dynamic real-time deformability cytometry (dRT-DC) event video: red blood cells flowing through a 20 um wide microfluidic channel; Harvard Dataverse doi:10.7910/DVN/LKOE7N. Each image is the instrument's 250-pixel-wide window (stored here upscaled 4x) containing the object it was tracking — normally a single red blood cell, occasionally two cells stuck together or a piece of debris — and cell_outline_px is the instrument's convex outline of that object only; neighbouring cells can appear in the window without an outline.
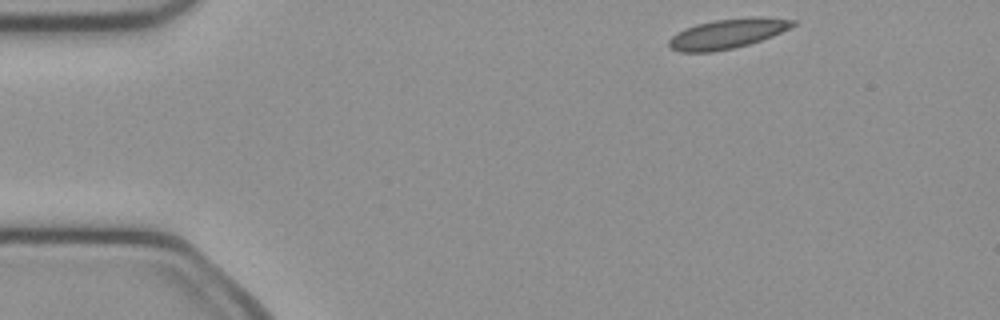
{"species": "common noctule bat (a hibernating species)", "species_latin": "Nyctalus noctula", "temperature_condition": "cold", "stored_images_in_passage": 45, "camera_frame_rate_fps": 3000, "um_per_image_px": 0.085, "animal": {"sex": "female", "body_mass_g": 21.9}, "frame": {"image": 1, "passage_image": 1, "time_ms": 0.0, "image_size_px": [1000, 320], "cell_outline_px": [[796, 24], [772, 36], [748, 44], [732, 48], [712, 52], [680, 52], [668, 48], [668, 40], [676, 32], [696, 24], [716, 20], [752, 16], [760, 16], [796, 20]], "centroid_in_image_um": [61.79, 2.86], "position_along_channel_um": 23.2, "area_um2": 21.44}}
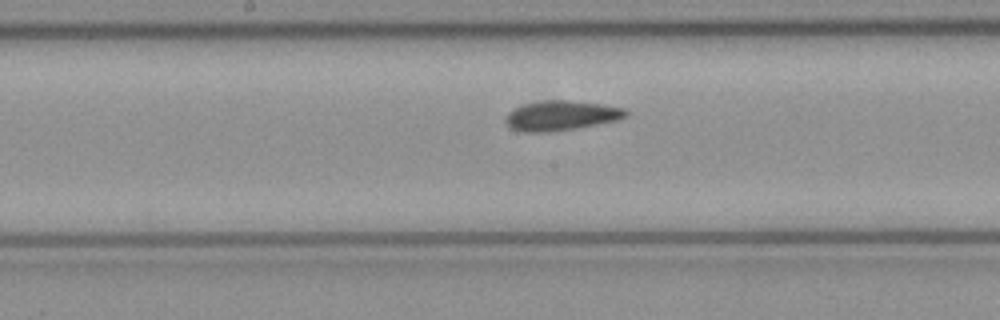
{"frame": {"image": 2, "passage_image": 20, "time_ms": 6.333, "image_size_px": [1000, 320], "cell_outline_px": [[628, 116], [620, 120], [548, 132], [520, 132], [508, 128], [504, 124], [504, 116], [512, 108], [524, 104], [544, 100], [568, 100], [600, 104], [624, 108], [628, 112]], "centroid_in_image_um": [47.62, 9.83], "position_along_channel_um": 200.6, "area_um2": 21.1}}
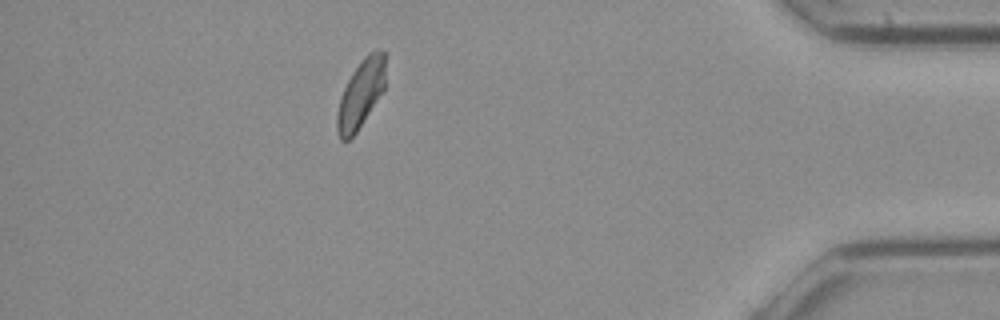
{"frame": {"image": 3, "passage_image": 39, "time_ms": 12.667, "image_size_px": [1000, 320], "cell_outline_px": [[384, 88], [356, 132], [348, 140], [340, 140], [336, 128], [336, 116], [340, 96], [352, 72], [364, 56], [368, 52], [376, 48], [384, 52]], "centroid_in_image_um": [30.63, 7.96], "position_along_channel_um": 404.6, "area_um2": 18.84}, "authors_computed_cell_mechanics": {"area_um2": 20.4612, "velocity_mm_per_s": 4.0067, "shape_relaxation_time_tau1_ms": null, "shape_relaxation_time_tau2_ms": 3.2371, "deformation_change_tau1": null, "deformation_change_tau2": 0.0602}}